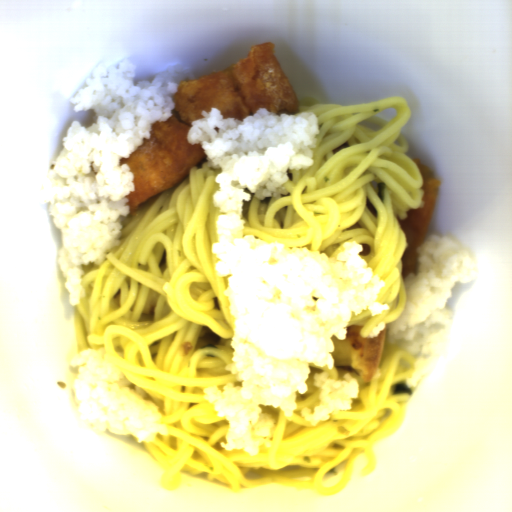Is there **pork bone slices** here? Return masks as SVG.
I'll use <instances>...</instances> for the list:
<instances>
[{
    "label": "pork bone slices",
    "instance_id": "1",
    "mask_svg": "<svg viewBox=\"0 0 512 512\" xmlns=\"http://www.w3.org/2000/svg\"><path fill=\"white\" fill-rule=\"evenodd\" d=\"M199 337H200V340L205 345H213L214 346V345L220 343V341H221L220 337L214 331H212L209 327H204V334L199 335Z\"/></svg>",
    "mask_w": 512,
    "mask_h": 512
}]
</instances>
